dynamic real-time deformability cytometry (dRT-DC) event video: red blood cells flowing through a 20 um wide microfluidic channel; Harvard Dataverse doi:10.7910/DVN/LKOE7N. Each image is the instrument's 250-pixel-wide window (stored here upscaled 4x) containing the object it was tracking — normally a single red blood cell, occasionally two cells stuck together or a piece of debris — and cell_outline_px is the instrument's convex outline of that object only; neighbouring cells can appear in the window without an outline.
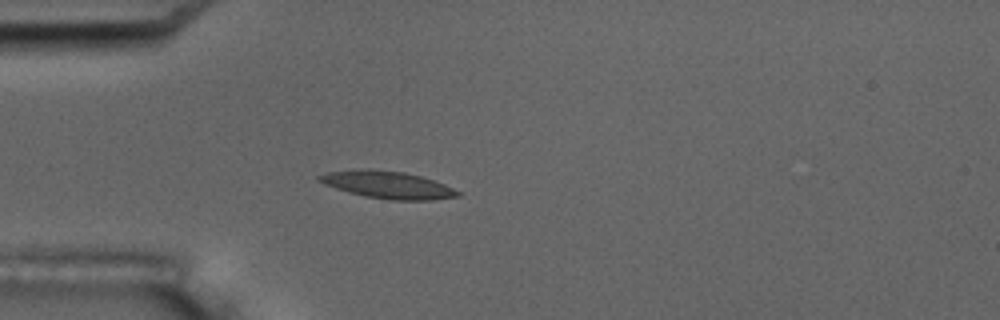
{"species": "common noctule bat (a hibernating species)", "species_latin": "Nyctalus noctula", "temperature_condition": "room temperature", "stored_images_in_passage": 5, "camera_frame_rate_fps": 3000, "um_per_image_px": 0.085, "animal": {"sex": "male", "body_mass_g": 17.5, "forearm_length_mm": 52.3}, "frame": {"image": 1, "passage_image": 5, "time_ms": 5.333, "image_size_px": [1000, 320], "cell_outline_px": [[460, 196], [432, 200], [392, 200], [364, 196], [348, 192], [324, 184], [316, 180], [316, 176], [328, 172], [372, 168], [404, 172], [420, 176], [444, 184], [460, 192]], "centroid_in_image_um": [32.92, 15.71], "position_along_channel_um": 52.1, "area_um2": 21.96}}